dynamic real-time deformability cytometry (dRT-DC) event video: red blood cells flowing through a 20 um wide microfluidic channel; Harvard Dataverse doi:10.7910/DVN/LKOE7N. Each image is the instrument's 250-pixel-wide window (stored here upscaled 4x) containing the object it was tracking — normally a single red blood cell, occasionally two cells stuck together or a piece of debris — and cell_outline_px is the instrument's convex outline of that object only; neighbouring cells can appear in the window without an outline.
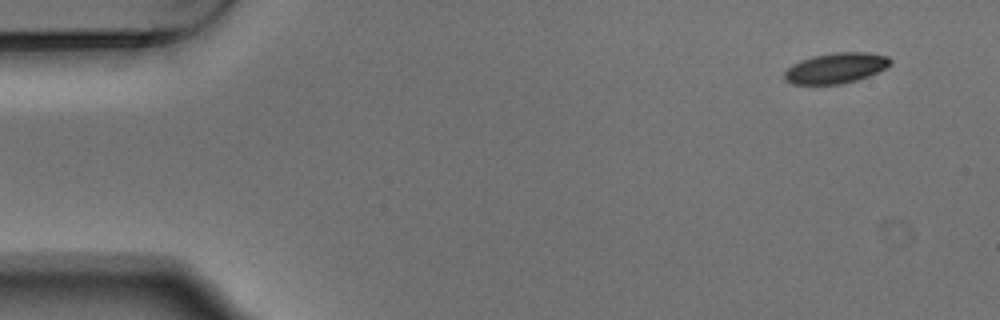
{"species": "Egyptian fruit bat (a non-hibernating species)", "species_latin": "Rousettus aegyptiacus", "temperature_condition": "warm", "stored_images_in_passage": 5, "camera_frame_rate_fps": 3000, "um_per_image_px": 0.085, "animal": {"sex": "male"}, "frame": {"image": 1, "passage_image": 1, "time_ms": 0.0, "image_size_px": [1000, 320], "cell_outline_px": [[892, 64], [888, 68], [868, 76], [856, 80], [840, 84], [792, 84], [784, 80], [784, 72], [792, 64], [800, 60], [812, 56], [836, 52], [868, 52], [888, 56], [892, 60]], "centroid_in_image_um": [71.07, 5.78], "position_along_channel_um": 13.9, "area_um2": 19.02}}
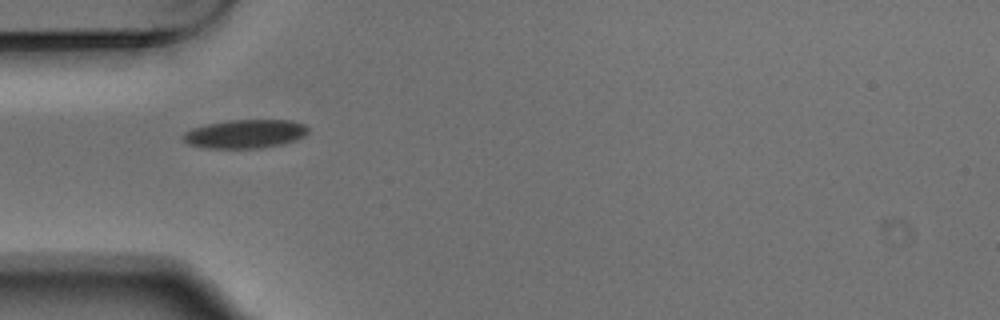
{"frame": {"image": 2, "passage_image": 4, "time_ms": 1.0, "image_size_px": [1000, 320], "cell_outline_px": [[308, 132], [304, 136], [296, 140], [280, 144], [260, 148], [208, 148], [188, 144], [184, 140], [184, 132], [192, 128], [208, 124], [228, 120], [292, 120], [304, 124], [308, 128]], "centroid_in_image_um": [20.86, 11.37], "position_along_channel_um": 64.1, "area_um2": 20.75}}
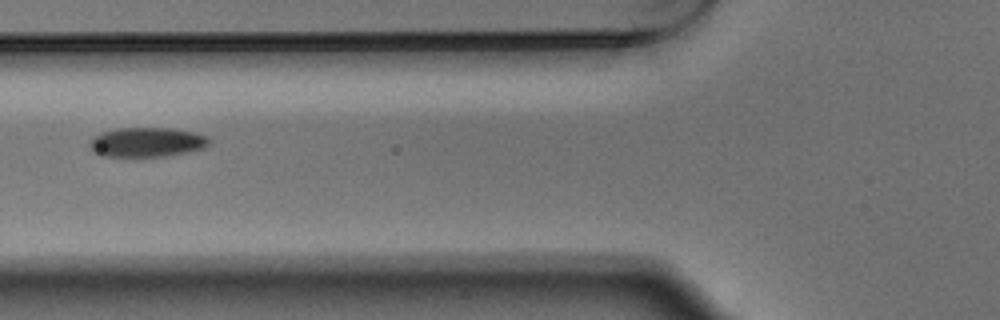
{"frame": {"image": 3, "passage_image": 5, "time_ms": 1.333, "image_size_px": [1000, 320], "cell_outline_px": [[208, 144], [204, 148], [188, 152], [164, 156], [104, 156], [96, 152], [88, 144], [100, 132], [116, 128], [172, 128], [196, 132], [208, 136]], "centroid_in_image_um": [12.52, 12.07], "position_along_channel_um": 113.3, "area_um2": 20.4}}